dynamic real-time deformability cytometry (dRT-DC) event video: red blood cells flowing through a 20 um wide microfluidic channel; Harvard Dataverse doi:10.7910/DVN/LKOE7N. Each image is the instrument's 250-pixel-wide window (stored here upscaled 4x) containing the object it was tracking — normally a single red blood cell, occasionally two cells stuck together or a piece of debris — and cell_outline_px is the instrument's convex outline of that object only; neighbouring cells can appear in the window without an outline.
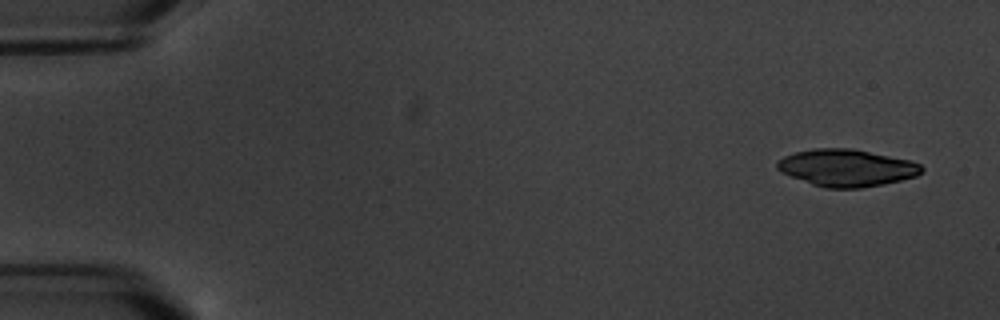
{"species": "common noctule bat (a hibernating species)", "species_latin": "Nyctalus noctula", "temperature_condition": "warm", "stored_images_in_passage": 5, "camera_frame_rate_fps": 3000, "um_per_image_px": 0.085, "animal": {"sex": "male", "body_mass_g": 20.1, "forearm_length_mm": 53.5}, "frame": {"image": 1, "passage_image": 1, "time_ms": 0.0, "image_size_px": [1000, 320], "cell_outline_px": [[924, 172], [916, 176], [884, 184], [860, 188], [824, 188], [812, 184], [780, 172], [776, 168], [776, 164], [784, 156], [796, 152], [816, 148], [852, 148], [908, 160], [920, 164], [924, 168]], "centroid_in_image_um": [71.96, 14.27], "position_along_channel_um": 13.0, "area_um2": 31.1}}